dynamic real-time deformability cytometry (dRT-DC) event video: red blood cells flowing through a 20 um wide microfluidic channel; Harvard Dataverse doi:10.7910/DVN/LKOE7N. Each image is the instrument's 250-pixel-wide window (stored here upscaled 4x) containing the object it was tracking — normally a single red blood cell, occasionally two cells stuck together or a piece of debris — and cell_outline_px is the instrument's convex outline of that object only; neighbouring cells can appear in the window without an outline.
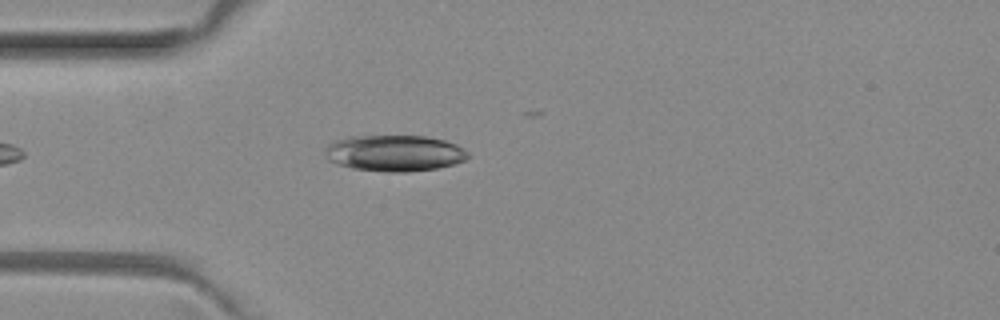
{"species": "common noctule bat (a hibernating species)", "species_latin": "Nyctalus noctula", "temperature_condition": "room temperature", "stored_images_in_passage": 1, "camera_frame_rate_fps": 3000, "um_per_image_px": 0.085, "animal": {"sex": "female", "body_mass_g": 29.2, "forearm_length_mm": 56.3}, "frame": {"image": 1, "passage_image": 1, "time_ms": 0.0, "image_size_px": [1000, 320], "cell_outline_px": [[468, 156], [464, 160], [456, 164], [436, 168], [404, 172], [388, 172], [352, 168], [336, 164], [328, 160], [324, 152], [324, 148], [328, 144], [336, 140], [348, 136], [424, 136], [444, 140], [456, 144], [464, 148], [468, 152]], "centroid_in_image_um": [33.51, 13.01], "position_along_channel_um": 51.5, "area_um2": 30.29}}